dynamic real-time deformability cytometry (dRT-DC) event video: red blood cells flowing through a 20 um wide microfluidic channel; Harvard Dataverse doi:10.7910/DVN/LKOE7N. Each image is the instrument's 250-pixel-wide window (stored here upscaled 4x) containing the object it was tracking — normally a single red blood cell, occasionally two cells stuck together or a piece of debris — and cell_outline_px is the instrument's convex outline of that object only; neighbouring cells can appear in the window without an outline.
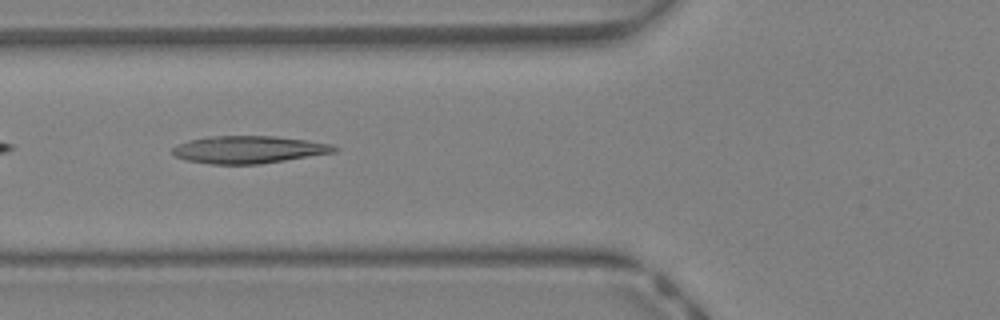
{"species": "Egyptian fruit bat (a non-hibernating species)", "species_latin": "Rousettus aegyptiacus", "temperature_condition": "warm", "stored_images_in_passage": 38, "camera_frame_rate_fps": 3000, "um_per_image_px": 0.085, "animal": {"sex": "female"}, "frame": {"image": 1, "passage_image": 12, "time_ms": 3.667, "image_size_px": [1000, 320], "cell_outline_px": [[340, 148], [336, 152], [260, 164], [212, 164], [184, 160], [176, 156], [172, 152], [172, 148], [188, 140], [208, 136], [276, 136], [308, 140], [332, 144]], "centroid_in_image_um": [21.16, 12.71], "position_along_channel_um": 104.6, "area_um2": 25.95}}
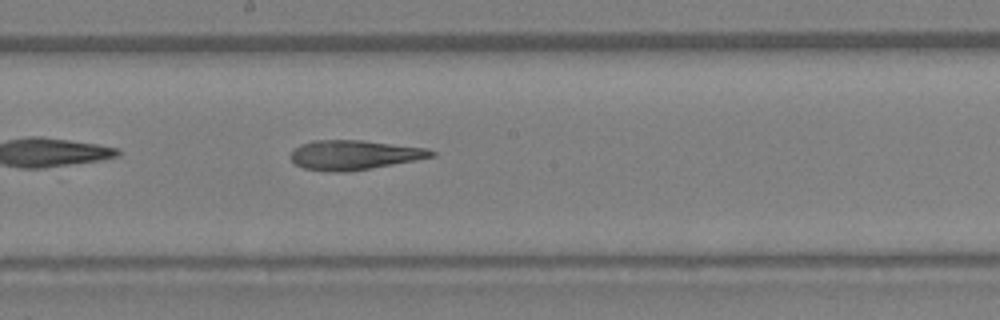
{"frame": {"image": 2, "passage_image": 19, "time_ms": 6.0, "image_size_px": [1000, 320], "cell_outline_px": [[436, 156], [392, 164], [344, 172], [332, 172], [304, 168], [296, 164], [288, 156], [300, 144], [312, 140], [360, 140], [428, 148], [436, 152]], "centroid_in_image_um": [30.09, 13.16], "position_along_channel_um": 218.1, "area_um2": 23.99}}
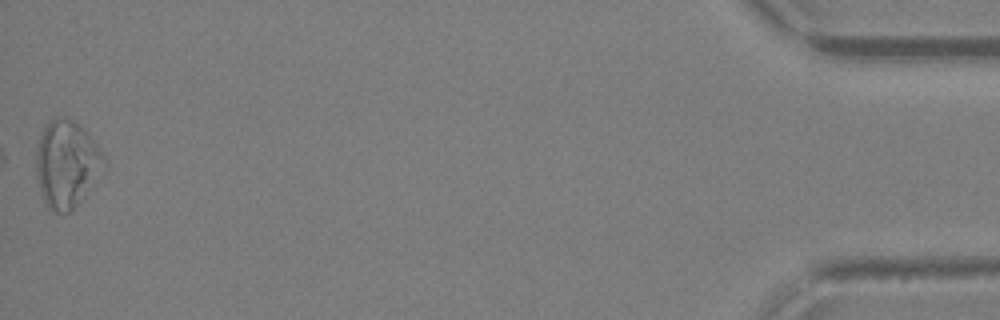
{"frame": {"image": 3, "passage_image": 38, "time_ms": 12.333, "image_size_px": [1000, 320], "cell_outline_px": [[104, 160], [72, 212], [56, 212], [48, 208], [44, 200], [36, 176], [36, 148], [40, 136], [44, 128], [56, 116], [68, 116], [76, 120], [80, 124], [96, 144], [104, 156]], "centroid_in_image_um": [5.59, 13.87], "position_along_channel_um": 429.6, "area_um2": 33.35}, "authors_computed_cell_mechanics": {"area_um2": 25.6054, "velocity_mm_per_s": 4.8589, "shape_relaxation_time_tau1_ms": null, "shape_relaxation_time_tau2_ms": 4.5095, "deformation_change_tau1": null, "deformation_change_tau2": 0.1623}}